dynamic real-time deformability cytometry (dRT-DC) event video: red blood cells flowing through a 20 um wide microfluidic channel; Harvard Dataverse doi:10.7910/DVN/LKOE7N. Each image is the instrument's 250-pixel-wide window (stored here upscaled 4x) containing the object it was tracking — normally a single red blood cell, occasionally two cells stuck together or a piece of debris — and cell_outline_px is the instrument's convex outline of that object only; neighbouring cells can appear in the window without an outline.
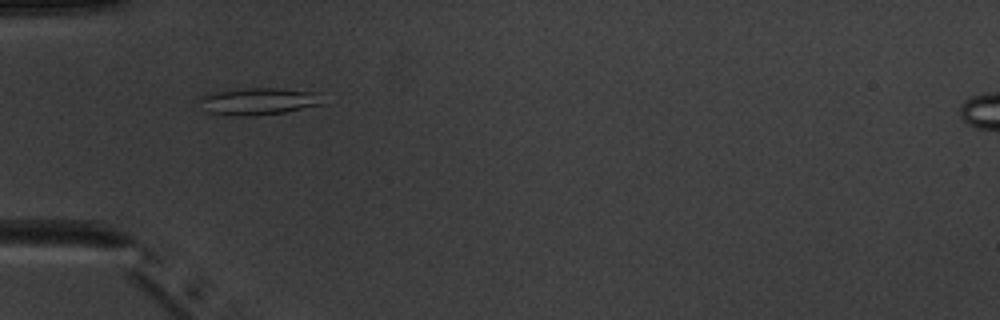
{"species": "common noctule bat (a hibernating species)", "species_latin": "Nyctalus noctula", "temperature_condition": "warm", "stored_images_in_passage": 10, "camera_frame_rate_fps": 3000, "um_per_image_px": 0.085, "animal": {"sex": "male", "body_mass_g": 20.1, "forearm_length_mm": 53.5}, "frame": {"image": 1, "passage_image": 5, "time_ms": 4.667, "image_size_px": [1000, 320], "cell_outline_px": [[324, 104], [284, 112], [252, 116], [224, 116], [204, 112], [196, 100], [200, 96], [212, 92], [244, 88], [284, 88], [324, 92]], "centroid_in_image_um": [21.97, 8.61], "position_along_channel_um": 63.0, "area_um2": 20.4}}
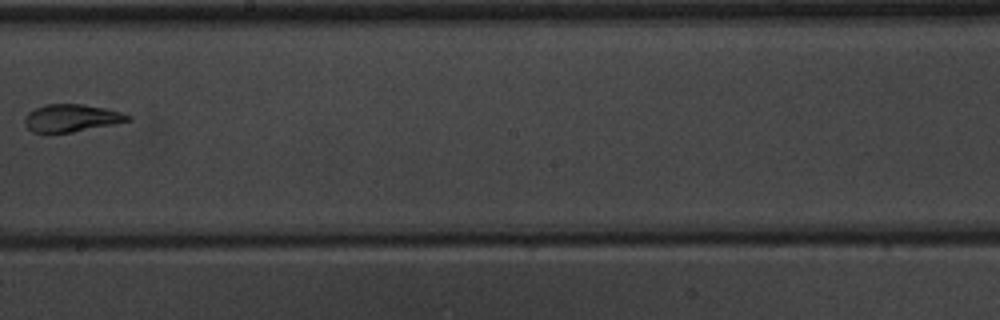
{"frame": {"image": 2, "passage_image": 9, "time_ms": 9.333, "image_size_px": [1000, 320], "cell_outline_px": [[132, 120], [72, 132], [32, 132], [24, 124], [24, 116], [28, 112], [44, 104], [84, 104], [104, 108], [120, 112], [132, 116]], "centroid_in_image_um": [6.05, 10.02], "position_along_channel_um": 242.2, "area_um2": 16.42}}
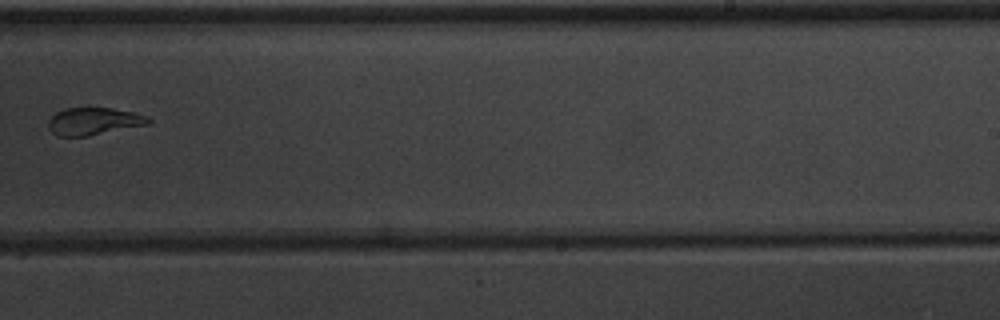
{"frame": {"image": 3, "passage_image": 10, "time_ms": 10.333, "image_size_px": [1000, 320], "cell_outline_px": [[152, 120], [148, 124], [88, 136], [60, 136], [52, 132], [48, 128], [48, 120], [56, 112], [64, 108], [112, 108], [132, 112], [144, 116]], "centroid_in_image_um": [7.92, 10.31], "position_along_channel_um": 281.1, "area_um2": 15.78}}